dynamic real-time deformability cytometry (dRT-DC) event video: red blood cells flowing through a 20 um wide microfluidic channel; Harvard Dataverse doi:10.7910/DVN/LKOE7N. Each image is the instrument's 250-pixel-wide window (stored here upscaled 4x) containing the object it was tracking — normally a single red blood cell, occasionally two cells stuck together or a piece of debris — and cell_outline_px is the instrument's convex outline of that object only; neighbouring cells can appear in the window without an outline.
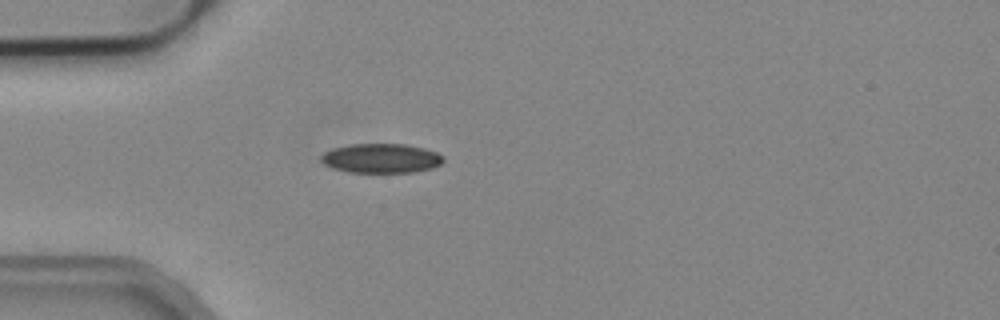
{"species": "common noctule bat (a hibernating species)", "species_latin": "Nyctalus noctula", "temperature_condition": "cold", "stored_images_in_passage": 38, "camera_frame_rate_fps": 3000, "um_per_image_px": 0.085, "animal": {"sex": "male", "body_mass_g": 19.2, "forearm_length_mm": 51.8}, "frame": {"image": 1, "passage_image": 1, "time_ms": 0.0, "image_size_px": [1000, 320], "cell_outline_px": [[444, 160], [440, 164], [432, 168], [412, 172], [352, 172], [332, 168], [324, 164], [320, 160], [320, 156], [324, 152], [332, 148], [352, 144], [404, 144], [424, 148], [436, 152], [444, 156]], "centroid_in_image_um": [32.39, 13.45], "position_along_channel_um": 52.6, "area_um2": 20.92}}
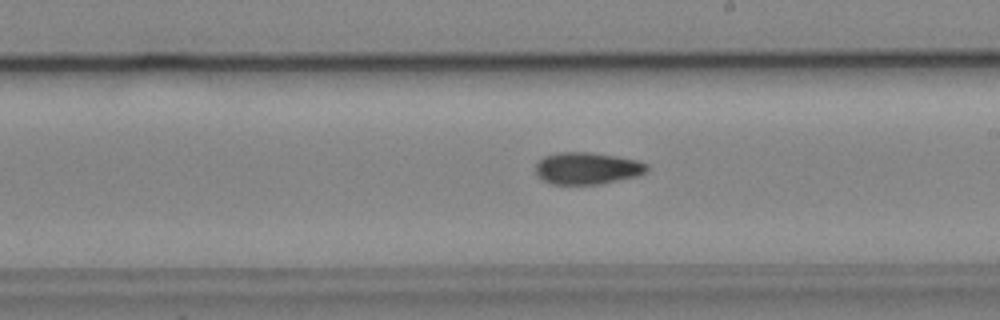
{"frame": {"image": 2, "passage_image": 16, "time_ms": 5.0, "image_size_px": [1000, 320], "cell_outline_px": [[648, 172], [636, 176], [620, 180], [600, 184], [552, 184], [544, 180], [536, 172], [536, 164], [544, 156], [560, 152], [592, 152], [616, 156], [636, 160], [648, 164]], "centroid_in_image_um": [49.94, 14.3], "position_along_channel_um": 239.1, "area_um2": 20.69}}
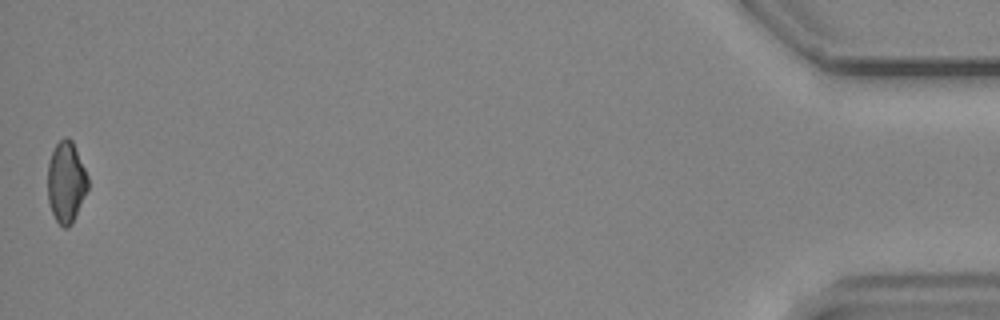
{"frame": {"image": 3, "passage_image": 38, "time_ms": 12.333, "image_size_px": [1000, 320], "cell_outline_px": [[88, 188], [72, 224], [68, 228], [64, 228], [56, 220], [52, 212], [48, 200], [48, 164], [52, 152], [56, 144], [64, 136], [68, 136], [72, 140], [88, 176]], "centroid_in_image_um": [5.62, 15.47], "position_along_channel_um": 429.6, "area_um2": 18.96}, "authors_computed_cell_mechanics": {"area_um2": 20.4901, "velocity_mm_per_s": 3.9231, "shape_relaxation_time_tau1_ms": null, "shape_relaxation_time_tau2_ms": 7.8187, "deformation_change_tau1": null, "deformation_change_tau2": 0.143}}